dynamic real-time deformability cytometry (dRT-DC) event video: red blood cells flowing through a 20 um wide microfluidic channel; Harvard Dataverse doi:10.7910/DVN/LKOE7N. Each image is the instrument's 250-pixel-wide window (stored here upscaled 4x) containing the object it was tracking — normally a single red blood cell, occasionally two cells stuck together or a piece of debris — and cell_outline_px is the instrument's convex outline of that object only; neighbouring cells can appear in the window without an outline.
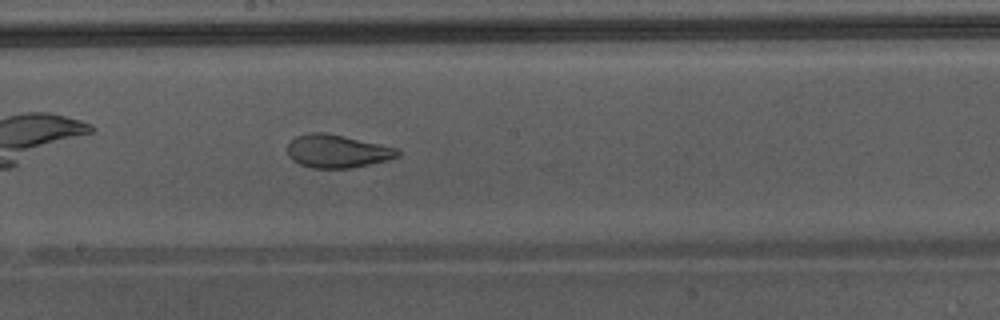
{"species": "Egyptian fruit bat (a non-hibernating species)", "species_latin": "Rousettus aegyptiacus", "temperature_condition": "warm", "stored_images_in_passage": 31, "camera_frame_rate_fps": 3000, "um_per_image_px": 0.085, "animal": {"sex": "male"}, "frame": {"image": 1, "passage_image": 14, "time_ms": 4.333, "image_size_px": [1000, 320], "cell_outline_px": [[400, 156], [388, 160], [352, 168], [312, 168], [300, 164], [292, 160], [288, 156], [288, 144], [296, 136], [308, 132], [324, 132], [344, 136], [400, 148]], "centroid_in_image_um": [28.69, 12.85], "position_along_channel_um": 219.5, "area_um2": 21.44}}
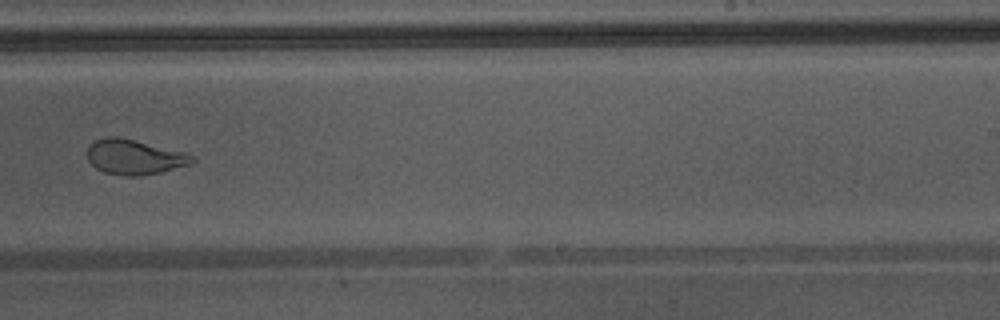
{"frame": {"image": 2, "passage_image": 18, "time_ms": 5.667, "image_size_px": [1000, 320], "cell_outline_px": [[196, 160], [188, 164], [160, 172], [140, 176], [128, 176], [104, 172], [96, 168], [88, 160], [88, 148], [96, 140], [108, 136], [116, 136], [184, 152], [196, 156]], "centroid_in_image_um": [11.42, 13.35], "position_along_channel_um": 277.6, "area_um2": 20.98}, "authors_computed_cell_mechanics": {"area_um2": 22.6576, "velocity_mm_per_s": 4.3744, "shape_relaxation_time_tau1_ms": 10.6146, "shape_relaxation_time_tau2_ms": 0.9009, "deformation_change_tau1": 0.2821, "deformation_change_tau2": 0.072}}